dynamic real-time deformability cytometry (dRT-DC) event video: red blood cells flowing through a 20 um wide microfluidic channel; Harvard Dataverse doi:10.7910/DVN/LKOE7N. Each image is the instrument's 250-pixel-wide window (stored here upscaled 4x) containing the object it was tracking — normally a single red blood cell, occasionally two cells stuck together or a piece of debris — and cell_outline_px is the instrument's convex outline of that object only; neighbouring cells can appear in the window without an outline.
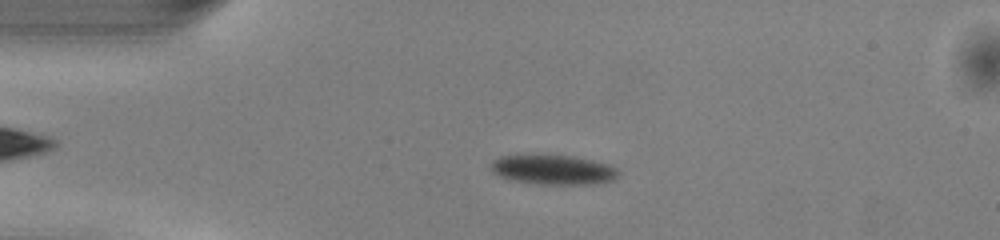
{"species": "common noctule bat (a hibernating species)", "species_latin": "Nyctalus noctula", "temperature_condition": "warm", "stored_images_in_passage": 49, "camera_frame_rate_fps": 3000, "um_per_image_px": 0.085, "animal": {"sex": "male", "body_mass_g": 13.0, "forearm_length_mm": 53.1}, "frame": {"image": 1, "passage_image": 10, "time_ms": 3.0, "image_size_px": [1000, 240], "cell_outline_px": [[620, 176], [612, 180], [600, 184], [540, 184], [512, 180], [500, 176], [492, 172], [488, 164], [492, 160], [500, 156], [516, 152], [532, 152], [572, 156], [592, 160], [608, 164], [616, 168], [620, 172]], "centroid_in_image_um": [46.94, 14.37], "position_along_channel_um": 38.1, "area_um2": 23.24}}
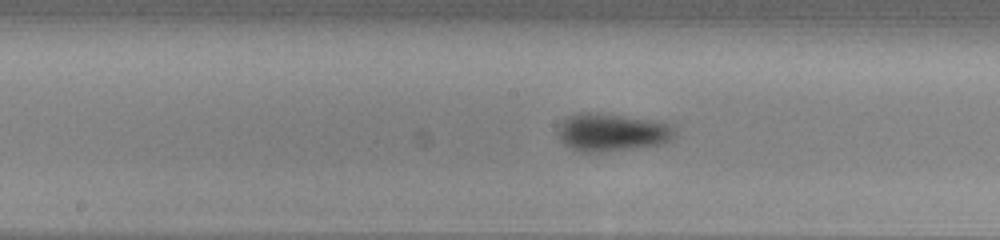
{"frame": {"image": 2, "passage_image": 24, "time_ms": 7.667, "image_size_px": [1000, 240], "cell_outline_px": [[676, 136], [672, 140], [664, 144], [600, 152], [580, 152], [564, 144], [560, 140], [560, 124], [568, 116], [580, 112], [600, 112], [652, 120], [672, 124], [676, 132]], "centroid_in_image_um": [52.07, 11.24], "position_along_channel_um": 196.1, "area_um2": 25.89}}
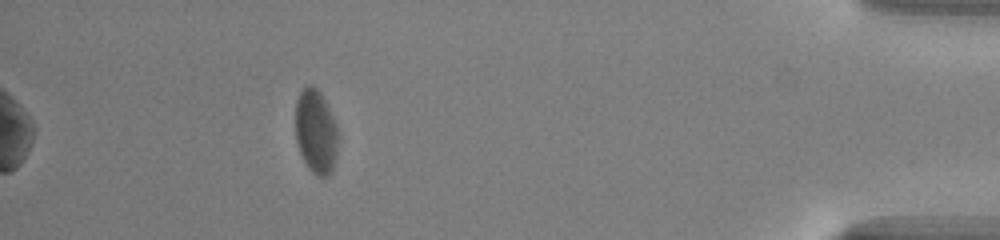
{"frame": {"image": 3, "passage_image": 44, "time_ms": 14.333, "image_size_px": [1000, 240], "cell_outline_px": [[336, 156], [332, 172], [328, 176], [316, 176], [308, 168], [300, 152], [296, 140], [296, 100], [300, 92], [308, 84], [312, 84], [320, 92], [336, 124]], "centroid_in_image_um": [26.83, 11.2], "position_along_channel_um": 408.4, "area_um2": 20.58}, "authors_computed_cell_mechanics": {"area_um2": 23.1778, "velocity_mm_per_s": 4.0651, "shape_relaxation_time_tau1_ms": 2.2841, "shape_relaxation_time_tau2_ms": null, "deformation_change_tau1": 0.0748, "deformation_change_tau2": null}}